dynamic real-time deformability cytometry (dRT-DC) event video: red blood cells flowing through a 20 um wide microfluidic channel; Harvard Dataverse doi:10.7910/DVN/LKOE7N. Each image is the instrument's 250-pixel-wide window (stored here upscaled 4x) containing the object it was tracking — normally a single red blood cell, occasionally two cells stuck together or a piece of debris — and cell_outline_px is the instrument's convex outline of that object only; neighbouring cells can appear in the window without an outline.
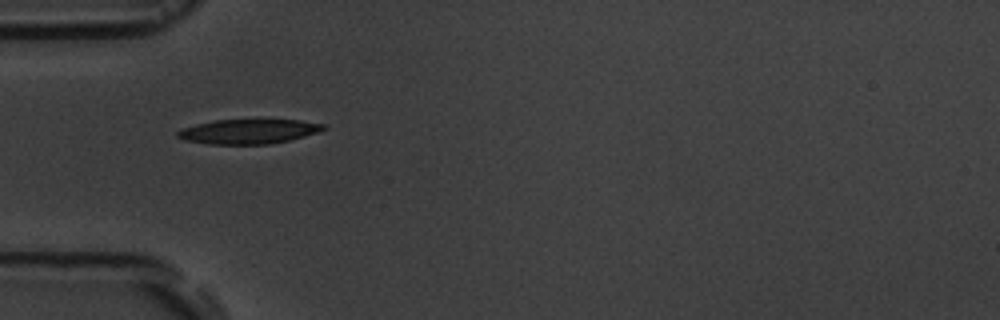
{"species": "common noctule bat (a hibernating species)", "species_latin": "Nyctalus noctula", "temperature_condition": "room temperature", "stored_images_in_passage": 10, "camera_frame_rate_fps": 3000, "um_per_image_px": 0.085, "animal": {"sex": "male", "body_mass_g": 19.5, "forearm_length_mm": 54.6}, "frame": {"image": 1, "passage_image": 4, "time_ms": 4.333, "image_size_px": [1000, 320], "cell_outline_px": [[328, 128], [320, 132], [288, 140], [268, 144], [208, 144], [188, 140], [176, 136], [176, 132], [180, 128], [212, 120], [264, 116], [300, 120], [324, 124]], "centroid_in_image_um": [21.18, 11.1], "position_along_channel_um": 63.8, "area_um2": 22.14}}
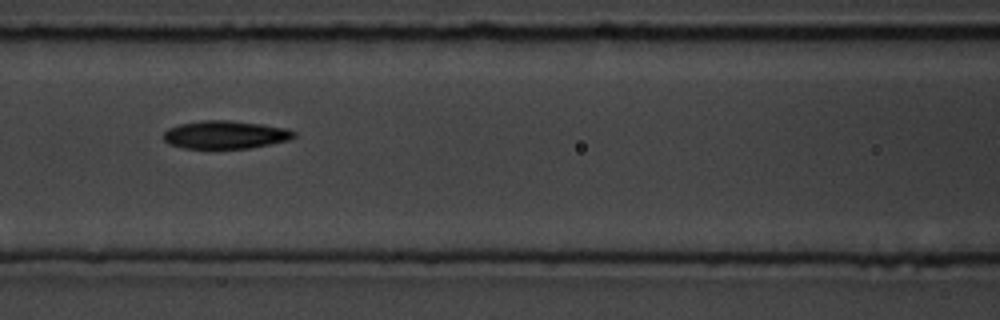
{"frame": {"image": 2, "passage_image": 6, "time_ms": 6.667, "image_size_px": [1000, 320], "cell_outline_px": [[296, 136], [288, 140], [248, 148], [184, 148], [168, 144], [164, 140], [164, 132], [168, 128], [180, 124], [200, 120], [228, 120], [260, 124], [288, 128], [296, 132]], "centroid_in_image_um": [19.14, 11.44], "position_along_channel_um": 147.5, "area_um2": 21.21}}
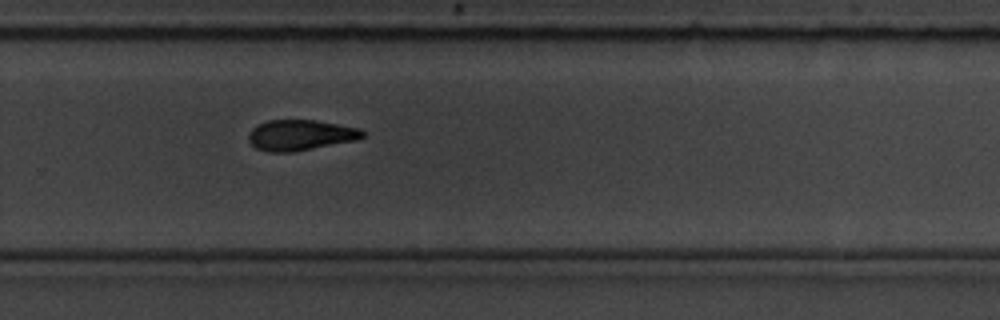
{"frame": {"image": 3, "passage_image": 10, "time_ms": 11.0, "image_size_px": [1000, 320], "cell_outline_px": [[364, 136], [356, 140], [292, 152], [268, 152], [256, 148], [248, 140], [248, 136], [252, 128], [268, 120], [316, 120], [360, 128], [364, 132]], "centroid_in_image_um": [25.53, 11.48], "position_along_channel_um": 304.3, "area_um2": 20.23}}